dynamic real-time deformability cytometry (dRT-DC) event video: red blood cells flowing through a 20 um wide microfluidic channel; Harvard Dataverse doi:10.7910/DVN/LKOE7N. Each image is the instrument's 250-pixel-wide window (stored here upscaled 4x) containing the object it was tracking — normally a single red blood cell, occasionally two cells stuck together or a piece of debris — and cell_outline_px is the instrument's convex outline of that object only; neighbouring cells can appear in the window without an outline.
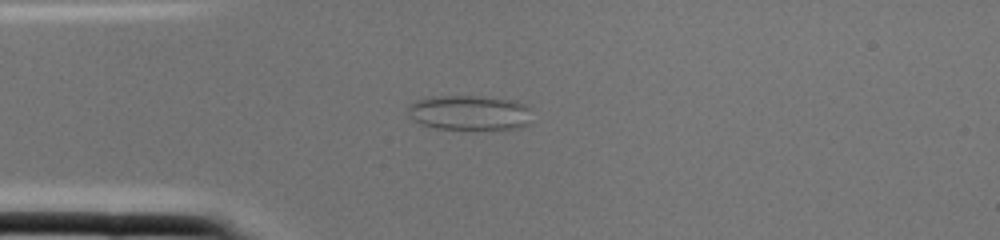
{"species": "common noctule bat (a hibernating species)", "species_latin": "Nyctalus noctula", "temperature_condition": "cold", "stored_images_in_passage": 1, "camera_frame_rate_fps": 3000, "um_per_image_px": 0.085, "animal": {"sex": "female", "body_mass_g": 22.0, "forearm_length_mm": 56.7}, "frame": {"image": 1, "passage_image": 1, "time_ms": 0.0, "image_size_px": [1000, 240], "cell_outline_px": [[528, 124], [520, 128], [436, 128], [420, 124], [408, 116], [408, 104], [416, 100], [440, 96], [484, 96], [516, 100], [524, 104], [528, 108]], "centroid_in_image_um": [39.86, 9.56], "position_along_channel_um": 45.1, "area_um2": 24.91}}